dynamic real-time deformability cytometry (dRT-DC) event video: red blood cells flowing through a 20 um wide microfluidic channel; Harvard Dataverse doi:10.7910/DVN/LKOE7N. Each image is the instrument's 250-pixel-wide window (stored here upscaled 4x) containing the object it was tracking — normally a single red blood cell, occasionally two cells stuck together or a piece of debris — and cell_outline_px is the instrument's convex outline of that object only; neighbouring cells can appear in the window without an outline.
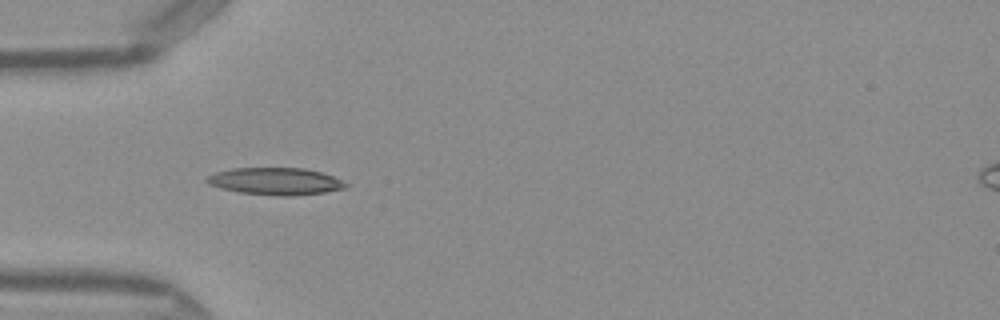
{"species": "Egyptian fruit bat (a non-hibernating species)", "species_latin": "Rousettus aegyptiacus", "temperature_condition": "warm", "stored_images_in_passage": 7, "camera_frame_rate_fps": 3000, "um_per_image_px": 0.085, "frame": {"image": 1, "passage_image": 4, "time_ms": 1.0, "image_size_px": [1000, 320], "cell_outline_px": [[348, 184], [344, 188], [324, 192], [292, 196], [280, 196], [240, 192], [220, 188], [208, 184], [204, 180], [208, 176], [216, 172], [232, 168], [304, 168], [320, 172], [332, 176]], "centroid_in_image_um": [23.37, 15.41], "position_along_channel_um": 61.6, "area_um2": 21.79}}